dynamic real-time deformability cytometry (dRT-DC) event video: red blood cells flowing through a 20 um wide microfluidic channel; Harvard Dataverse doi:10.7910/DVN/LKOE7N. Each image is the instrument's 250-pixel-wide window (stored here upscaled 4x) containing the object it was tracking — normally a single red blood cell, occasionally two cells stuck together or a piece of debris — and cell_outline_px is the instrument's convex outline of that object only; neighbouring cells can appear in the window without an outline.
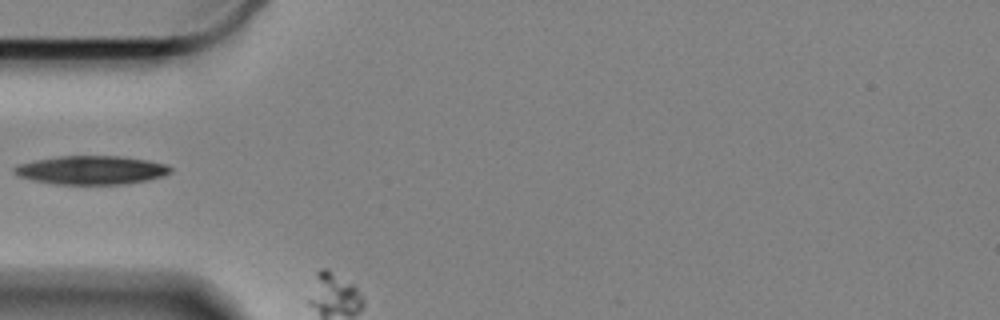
{"species": "Egyptian fruit bat (a non-hibernating species)", "species_latin": "Rousettus aegyptiacus", "temperature_condition": "cold", "stored_images_in_passage": 3, "camera_frame_rate_fps": 3000, "um_per_image_px": 0.085, "animal": {"sex": "female"}, "frame": {"image": 1, "passage_image": 1, "time_ms": 0.0, "image_size_px": [1000, 320], "cell_outline_px": [[172, 172], [148, 180], [124, 184], [52, 184], [20, 176], [12, 172], [12, 168], [20, 164], [36, 160], [60, 156], [120, 156], [148, 160], [164, 164], [172, 168]], "centroid_in_image_um": [7.77, 14.45], "position_along_channel_um": 77.2, "area_um2": 25.84}}